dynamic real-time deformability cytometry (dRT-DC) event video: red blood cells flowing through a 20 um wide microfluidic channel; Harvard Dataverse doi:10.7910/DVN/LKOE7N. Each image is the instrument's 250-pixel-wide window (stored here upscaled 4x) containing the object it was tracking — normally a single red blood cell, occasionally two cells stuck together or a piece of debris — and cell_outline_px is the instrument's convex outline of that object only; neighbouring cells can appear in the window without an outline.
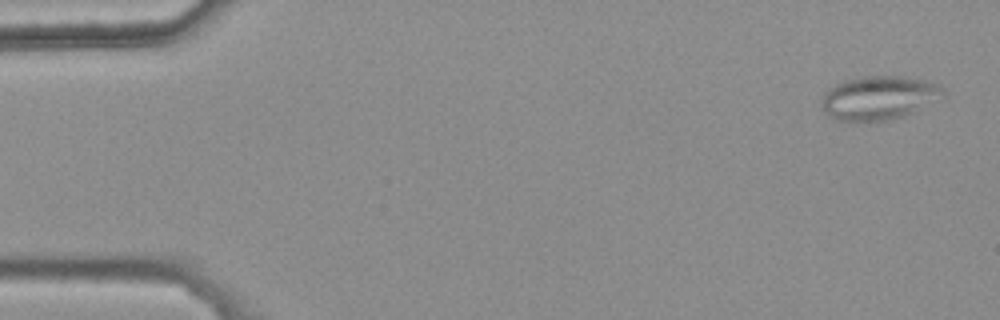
{"species": "common noctule bat (a hibernating species)", "species_latin": "Nyctalus noctula", "temperature_condition": "warm", "stored_images_in_passage": 48, "camera_frame_rate_fps": 3000, "um_per_image_px": 0.085, "animal": {"sex": "female", "body_mass_g": 25.1}, "frame": {"image": 1, "passage_image": 2, "time_ms": 0.333, "image_size_px": [1000, 320], "cell_outline_px": [[944, 96], [912, 112], [888, 120], [836, 120], [828, 116], [824, 112], [820, 104], [820, 100], [824, 92], [828, 88], [844, 80], [864, 76], [900, 76], [924, 80], [940, 84], [944, 88]], "centroid_in_image_um": [74.66, 8.29], "position_along_channel_um": 10.3, "area_um2": 30.87}}
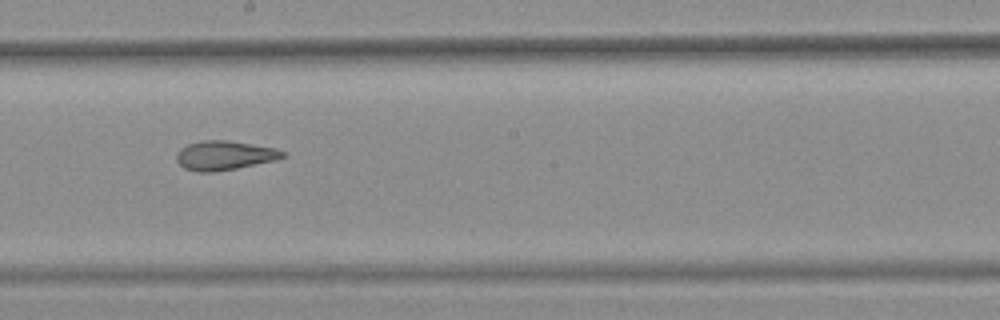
{"frame": {"image": 2, "passage_image": 30, "time_ms": 9.667, "image_size_px": [1000, 320], "cell_outline_px": [[288, 156], [276, 160], [236, 168], [212, 172], [196, 172], [184, 168], [176, 160], [176, 156], [180, 148], [188, 144], [204, 140], [224, 140], [276, 148], [284, 152]], "centroid_in_image_um": [19.08, 13.21], "position_along_channel_um": 229.1, "area_um2": 17.98}}
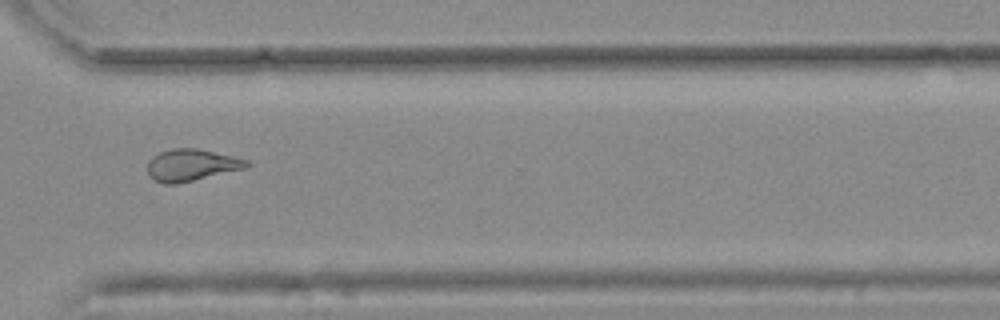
{"frame": {"image": 3, "passage_image": 40, "time_ms": 13.0, "image_size_px": [1000, 320], "cell_outline_px": [[252, 164], [248, 168], [176, 184], [164, 184], [148, 176], [148, 160], [152, 156], [160, 152], [172, 148], [196, 148], [232, 156], [248, 160]], "centroid_in_image_um": [16.28, 14.03], "position_along_channel_um": 354.3, "area_um2": 18.5}, "authors_computed_cell_mechanics": {"area_um2": 19.1607, "velocity_mm_per_s": 3.7394, "shape_relaxation_time_tau1_ms": null, "shape_relaxation_time_tau2_ms": 2.7951, "deformation_change_tau1": null, "deformation_change_tau2": 0.1177}}